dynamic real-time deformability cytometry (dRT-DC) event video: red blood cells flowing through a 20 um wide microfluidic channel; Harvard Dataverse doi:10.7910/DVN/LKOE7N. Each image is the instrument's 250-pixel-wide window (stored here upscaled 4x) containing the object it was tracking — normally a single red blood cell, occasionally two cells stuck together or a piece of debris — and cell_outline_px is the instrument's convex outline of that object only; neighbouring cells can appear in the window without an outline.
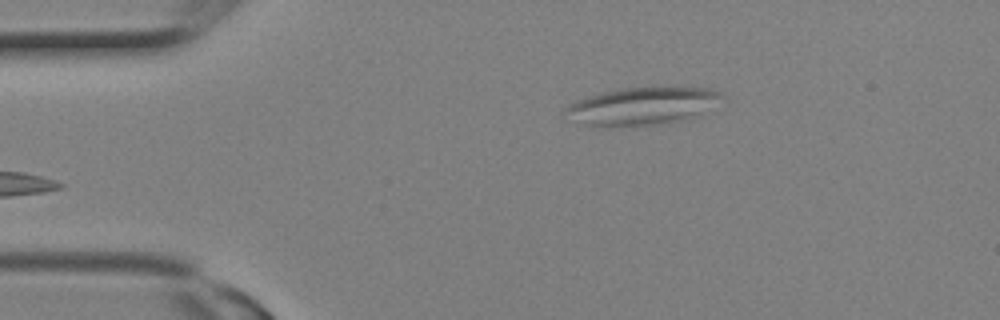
{"species": "Egyptian fruit bat (a non-hibernating species)", "species_latin": "Rousettus aegyptiacus", "temperature_condition": "room temperature", "stored_images_in_passage": 2, "camera_frame_rate_fps": 3000, "um_per_image_px": 0.085, "animal": {"sex": "female"}, "frame": {"image": 1, "passage_image": 2, "time_ms": 0.333, "image_size_px": [1000, 320], "cell_outline_px": [[728, 100], [700, 116], [644, 124], [608, 128], [604, 128], [580, 124], [564, 112], [564, 108], [588, 96], [600, 92], [624, 88], [660, 84], [712, 88], [728, 96]], "centroid_in_image_um": [54.76, 8.95], "position_along_channel_um": 30.2, "area_um2": 35.6}}